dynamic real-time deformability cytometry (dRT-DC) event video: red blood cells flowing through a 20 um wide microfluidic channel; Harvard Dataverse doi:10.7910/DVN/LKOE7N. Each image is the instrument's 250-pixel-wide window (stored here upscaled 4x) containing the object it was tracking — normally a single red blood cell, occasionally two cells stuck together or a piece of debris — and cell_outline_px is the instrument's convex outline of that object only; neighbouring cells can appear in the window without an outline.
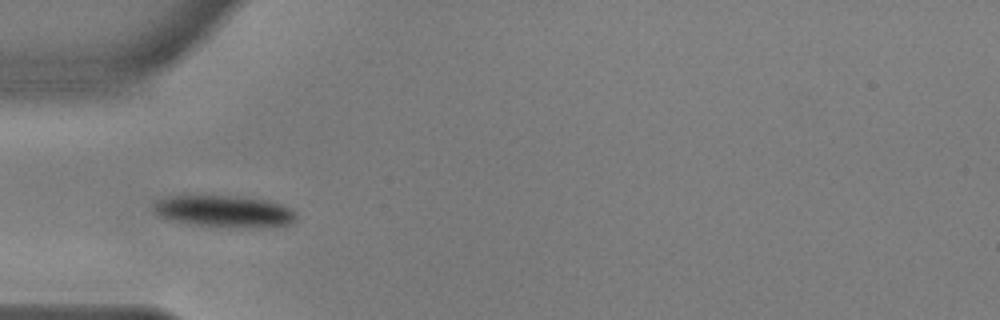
{"species": "common noctule bat (a hibernating species)", "species_latin": "Nyctalus noctula", "temperature_condition": "warm", "stored_images_in_passage": 31, "camera_frame_rate_fps": 3000, "um_per_image_px": 0.085, "animal": {"sex": "male", "body_mass_g": 17.9, "forearm_length_mm": 54.2}, "frame": {"image": 1, "passage_image": 3, "time_ms": 0.667, "image_size_px": [1000, 320], "cell_outline_px": [[296, 220], [292, 224], [276, 228], [232, 228], [200, 224], [172, 220], [156, 216], [152, 208], [152, 204], [156, 200], [168, 196], [236, 196], [264, 200], [280, 204], [296, 212]], "centroid_in_image_um": [19.09, 17.98], "position_along_channel_um": 65.9, "area_um2": 26.76}}
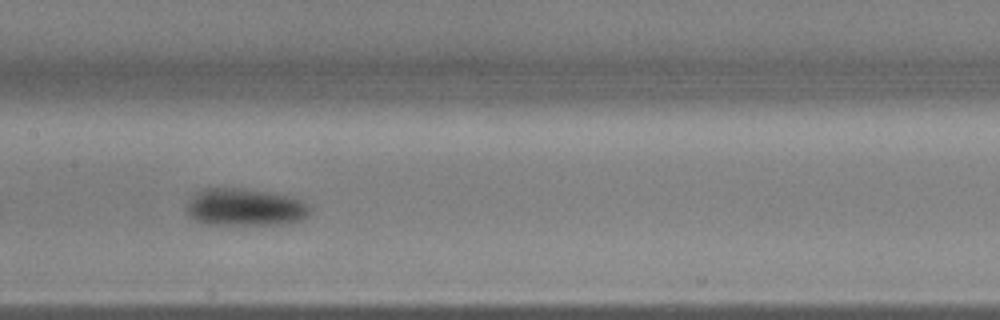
{"frame": {"image": 2, "passage_image": 13, "time_ms": 4.0, "image_size_px": [1000, 320], "cell_outline_px": [[308, 212], [300, 220], [284, 224], [208, 224], [192, 216], [184, 208], [192, 196], [200, 188], [240, 188], [268, 192], [292, 196], [304, 200], [308, 208]], "centroid_in_image_um": [20.81, 17.59], "position_along_channel_um": 186.6, "area_um2": 26.59}}
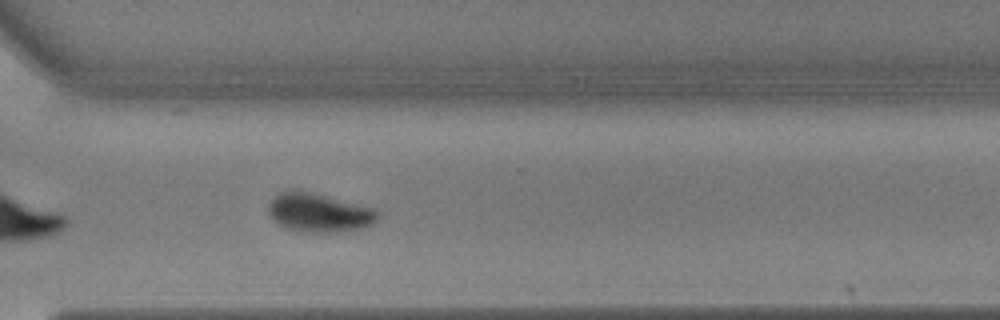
{"frame": {"image": 3, "passage_image": 26, "time_ms": 8.333, "image_size_px": [1000, 320], "cell_outline_px": [[380, 216], [372, 224], [364, 228], [340, 232], [304, 232], [284, 228], [272, 220], [268, 212], [268, 204], [272, 196], [280, 192], [312, 192], [372, 208], [380, 212]], "centroid_in_image_um": [27.1, 18.1], "position_along_channel_um": 343.5, "area_um2": 24.68}, "authors_computed_cell_mechanics": {"area_um2": 26.6458, "velocity_mm_per_s": 3.6211, "shape_relaxation_time_tau1_ms": 3.2539, "shape_relaxation_time_tau2_ms": null, "deformation_change_tau1": 0.1326, "deformation_change_tau2": null}}